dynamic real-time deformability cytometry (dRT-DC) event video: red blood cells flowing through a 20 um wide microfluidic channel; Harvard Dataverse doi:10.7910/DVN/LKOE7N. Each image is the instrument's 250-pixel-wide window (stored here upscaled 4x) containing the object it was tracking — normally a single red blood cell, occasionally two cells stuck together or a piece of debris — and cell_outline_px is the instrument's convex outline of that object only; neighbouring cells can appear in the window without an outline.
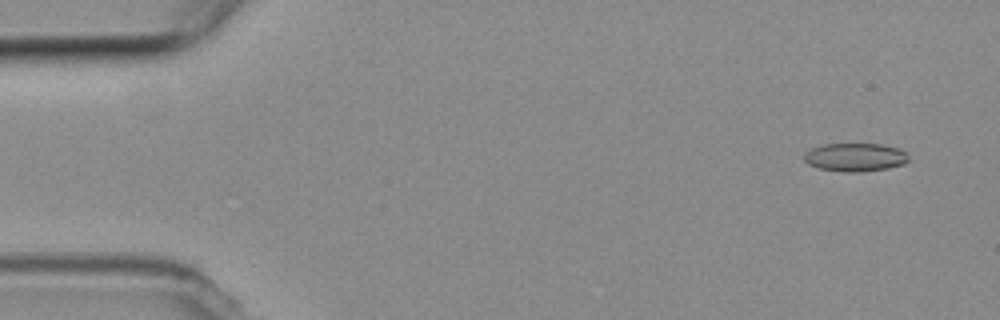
{"species": "common noctule bat (a hibernating species)", "species_latin": "Nyctalus noctula", "temperature_condition": "room temperature", "stored_images_in_passage": 55, "camera_frame_rate_fps": 3000, "um_per_image_px": 0.085, "animal": {"sex": "female", "body_mass_g": 19.3, "forearm_length_mm": 54.1}, "frame": {"image": 1, "passage_image": 4, "time_ms": 1.0, "image_size_px": [1000, 320], "cell_outline_px": [[908, 160], [904, 164], [888, 168], [860, 172], [844, 172], [820, 168], [808, 164], [804, 160], [804, 152], [812, 148], [824, 144], [880, 144], [900, 148], [908, 152]], "centroid_in_image_um": [72.71, 13.36], "position_along_channel_um": 12.3, "area_um2": 17.34}}
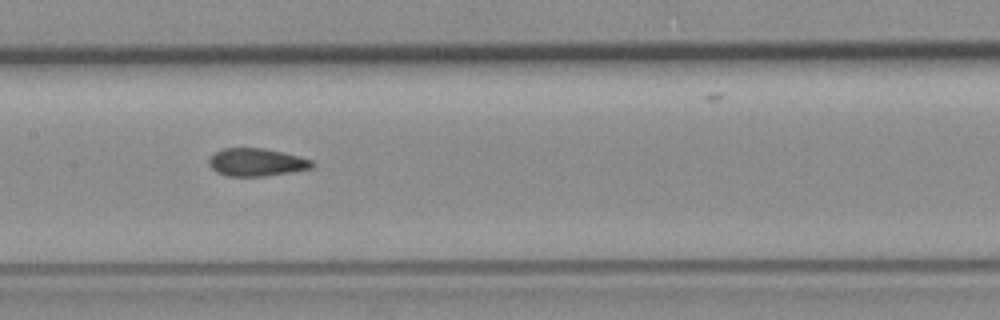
{"frame": {"image": 2, "passage_image": 27, "time_ms": 8.667, "image_size_px": [1000, 320], "cell_outline_px": [[316, 164], [312, 168], [292, 172], [264, 176], [224, 176], [216, 172], [208, 164], [208, 160], [216, 152], [224, 148], [264, 148], [284, 152], [312, 160]], "centroid_in_image_um": [21.82, 13.8], "position_along_channel_um": 185.6, "area_um2": 16.82}}
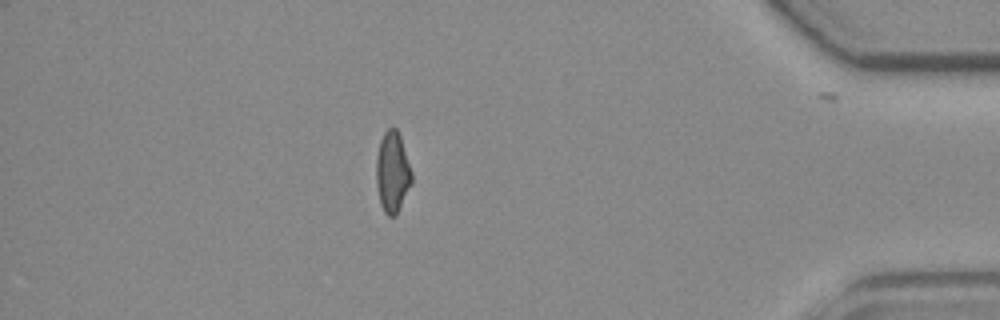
{"frame": {"image": 3, "passage_image": 48, "time_ms": 15.667, "image_size_px": [1000, 320], "cell_outline_px": [[412, 184], [396, 216], [388, 216], [384, 212], [380, 204], [376, 184], [376, 156], [380, 140], [384, 132], [388, 128], [396, 128], [400, 136], [412, 172]], "centroid_in_image_um": [33.35, 14.66], "position_along_channel_um": 401.8, "area_um2": 16.88}, "authors_computed_cell_mechanics": {"area_um2": 16.8776, "velocity_mm_per_s": 3.7559, "shape_relaxation_time_tau1_ms": 8.8835, "shape_relaxation_time_tau2_ms": 1.6258, "deformation_change_tau1": 0.1912, "deformation_change_tau2": 0.0857}}